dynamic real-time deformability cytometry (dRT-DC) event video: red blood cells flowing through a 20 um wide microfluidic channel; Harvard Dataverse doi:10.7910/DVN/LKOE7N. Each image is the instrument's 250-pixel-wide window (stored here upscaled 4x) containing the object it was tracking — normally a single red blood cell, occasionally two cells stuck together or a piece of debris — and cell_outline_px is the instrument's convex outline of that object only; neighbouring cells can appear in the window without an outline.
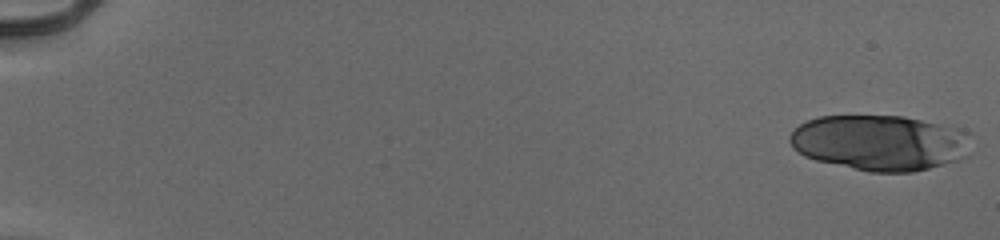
{"species": "human", "species_latin": "Homo sapiens", "temperature_condition": "cold", "stored_images_in_passage": 23, "camera_frame_rate_fps": 3000, "um_per_image_px": 0.085, "donor": {"sex": "male"}, "frame": {"image": 1, "passage_image": 1, "time_ms": 0.0, "image_size_px": [1000, 240], "cell_outline_px": [[972, 132], [968, 156], [960, 160], [912, 172], [868, 172], [816, 160], [804, 156], [792, 148], [788, 140], [788, 136], [800, 124], [808, 120], [820, 116], [904, 116], [956, 128]], "centroid_in_image_um": [74.81, 12.13], "position_along_channel_um": 10.2, "area_um2": 59.13}}
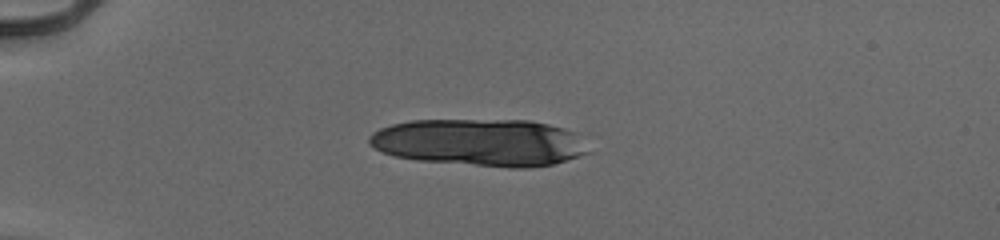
{"frame": {"image": 2, "passage_image": 15, "time_ms": 4.667, "image_size_px": [1000, 240], "cell_outline_px": [[592, 152], [580, 156], [552, 164], [528, 168], [512, 168], [416, 160], [396, 156], [384, 152], [368, 144], [368, 136], [372, 132], [380, 128], [392, 124], [412, 120], [528, 120], [548, 124], [564, 128], [576, 132]], "centroid_in_image_um": [40.82, 12.11], "position_along_channel_um": 44.2, "area_um2": 60.57}}